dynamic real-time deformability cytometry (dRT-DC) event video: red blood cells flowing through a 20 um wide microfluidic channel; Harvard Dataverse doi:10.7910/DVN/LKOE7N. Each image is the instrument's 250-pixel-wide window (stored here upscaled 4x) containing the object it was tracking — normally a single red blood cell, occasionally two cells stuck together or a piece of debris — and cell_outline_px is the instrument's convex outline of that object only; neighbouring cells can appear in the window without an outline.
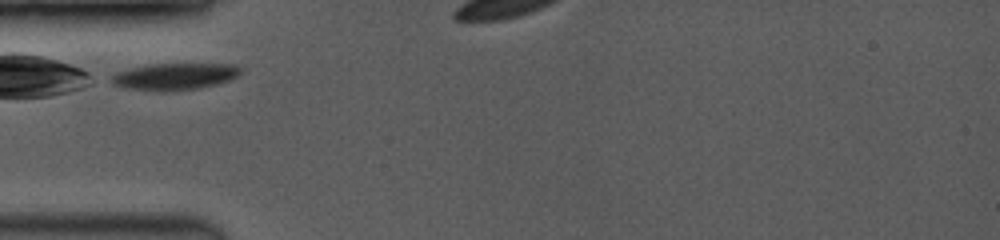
{"species": "common noctule bat (a hibernating species)", "species_latin": "Nyctalus noctula", "temperature_condition": "room temperature", "stored_images_in_passage": 1, "camera_frame_rate_fps": 3500, "um_per_image_px": 0.085, "animal": {"sex": "female", "body_mass_g": 19.0, "forearm_length_mm": 53.3}, "frame": {"image": 1, "passage_image": 1, "time_ms": 0.0, "image_size_px": [1000, 240], "cell_outline_px": [[244, 68], [236, 76], [228, 80], [216, 84], [196, 88], [128, 88], [116, 84], [108, 80], [108, 76], [116, 72], [148, 64], [236, 64]], "centroid_in_image_um": [14.88, 6.43], "position_along_channel_um": 70.1, "area_um2": 19.13}}